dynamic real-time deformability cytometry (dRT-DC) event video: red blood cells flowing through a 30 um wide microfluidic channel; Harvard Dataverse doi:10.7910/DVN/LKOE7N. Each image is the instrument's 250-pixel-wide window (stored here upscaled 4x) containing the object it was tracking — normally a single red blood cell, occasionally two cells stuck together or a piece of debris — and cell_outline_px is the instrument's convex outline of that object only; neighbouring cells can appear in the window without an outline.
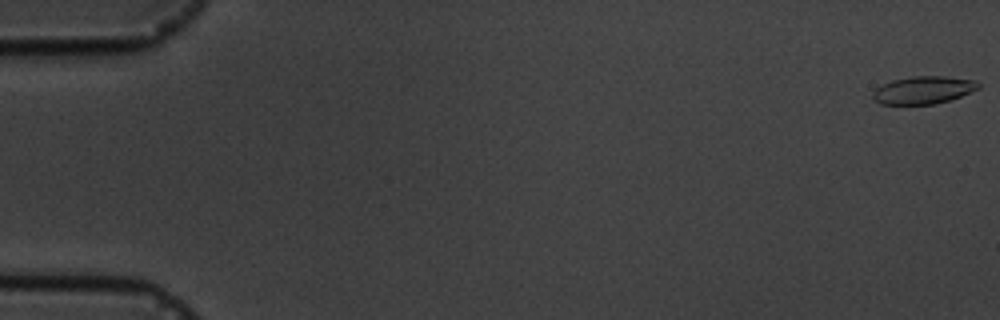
{"species": "common noctule bat (a hibernating species)", "species_latin": "Nyctalus noctula", "temperature_condition": "cold", "stored_images_in_passage": 17, "camera_frame_rate_fps": 3000, "um_per_image_px": 0.085, "animal": {"sex": "male", "body_mass_g": 19.5, "forearm_length_mm": 54.6}, "frame": {"image": 1, "passage_image": 1, "time_ms": 0.0, "image_size_px": [1000, 320], "cell_outline_px": [[980, 88], [960, 96], [936, 104], [880, 104], [872, 96], [872, 92], [876, 88], [892, 80], [912, 76], [944, 76], [976, 80], [980, 84]], "centroid_in_image_um": [78.5, 7.65], "position_along_channel_um": 6.5, "area_um2": 16.94}}
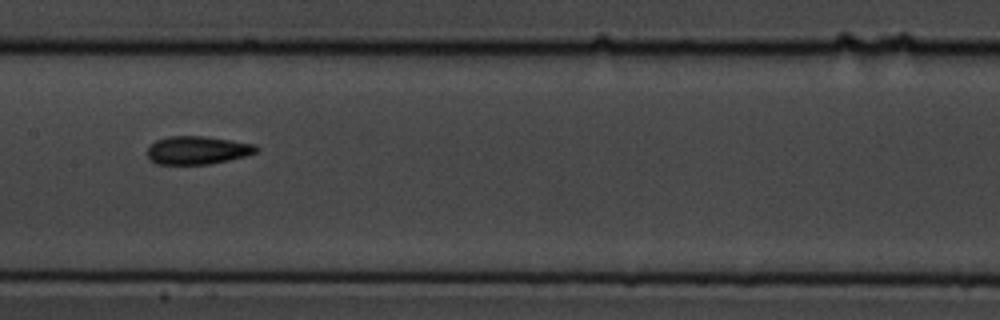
{"frame": {"image": 2, "passage_image": 9, "time_ms": 9.333, "image_size_px": [1000, 320], "cell_outline_px": [[260, 148], [256, 152], [244, 156], [228, 160], [208, 164], [156, 164], [148, 160], [148, 148], [156, 140], [168, 136], [204, 136], [232, 140], [256, 144]], "centroid_in_image_um": [16.78, 12.76], "position_along_channel_um": 190.6, "area_um2": 17.92}}
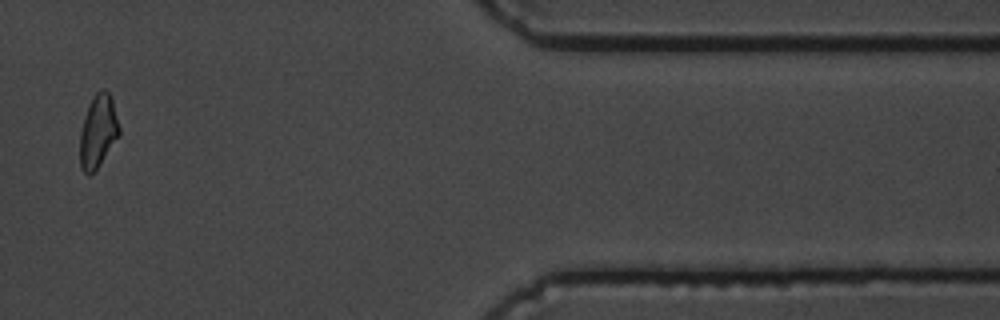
{"frame": {"image": 3, "passage_image": 15, "time_ms": 16.333, "image_size_px": [1000, 320], "cell_outline_px": [[120, 136], [96, 168], [88, 176], [80, 168], [80, 132], [92, 96], [100, 88], [104, 88], [112, 96], [120, 128]], "centroid_in_image_um": [8.35, 11.13], "position_along_channel_um": 403.0, "area_um2": 16.7}, "authors_computed_cell_mechanics": {"area_um2": 17.051, "velocity_mm_per_s": 3.6116, "shape_relaxation_time_tau1_ms": 2.8511, "shape_relaxation_time_tau2_ms": 2.5551, "deformation_change_tau1": 0.0899, "deformation_change_tau2": 0.0717}}